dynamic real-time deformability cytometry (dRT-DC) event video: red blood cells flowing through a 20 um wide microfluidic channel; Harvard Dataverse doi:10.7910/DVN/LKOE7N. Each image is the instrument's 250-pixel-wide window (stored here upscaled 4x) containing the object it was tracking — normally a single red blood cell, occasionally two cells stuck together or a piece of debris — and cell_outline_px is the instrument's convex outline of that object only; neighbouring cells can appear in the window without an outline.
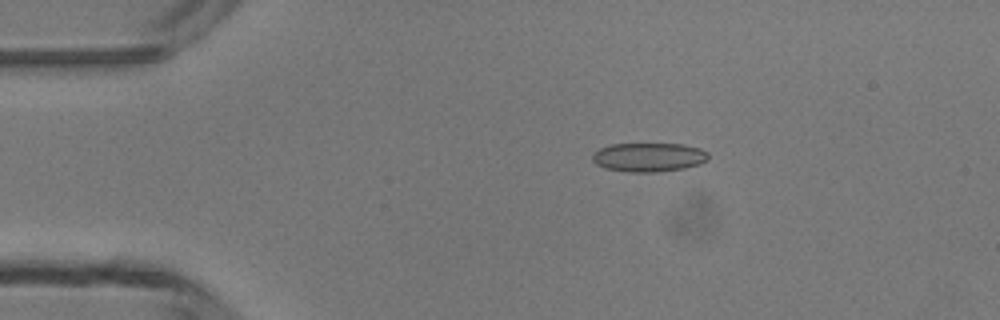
{"species": "common noctule bat (a hibernating species)", "species_latin": "Nyctalus noctula", "temperature_condition": "room temperature", "stored_images_in_passage": 5, "camera_frame_rate_fps": 3000, "um_per_image_px": 0.085, "animal": {"sex": "male", "body_mass_g": 13.3}, "frame": {"image": 1, "passage_image": 3, "time_ms": 2.333, "image_size_px": [1000, 320], "cell_outline_px": [[708, 160], [700, 164], [684, 168], [656, 172], [624, 172], [604, 168], [596, 164], [592, 160], [592, 156], [600, 148], [612, 144], [684, 144], [700, 148], [708, 152]], "centroid_in_image_um": [55.15, 13.37], "position_along_channel_um": 29.8, "area_um2": 19.65}}
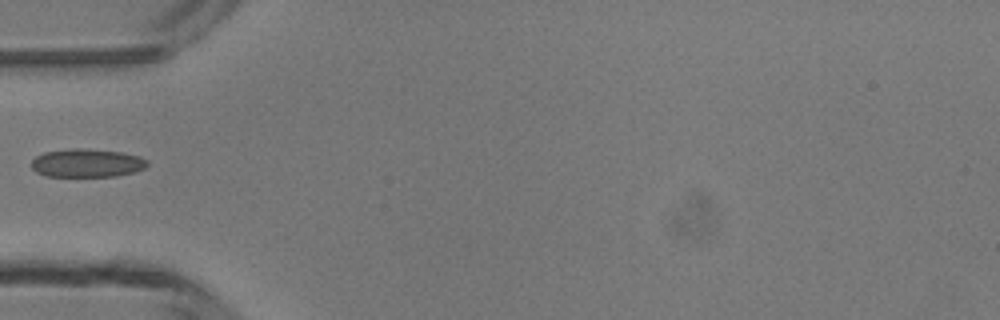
{"frame": {"image": 2, "passage_image": 5, "time_ms": 4.667, "image_size_px": [1000, 320], "cell_outline_px": [[148, 164], [144, 168], [132, 172], [116, 176], [44, 176], [36, 172], [32, 168], [32, 160], [36, 156], [44, 152], [72, 148], [80, 148], [120, 152], [140, 156], [148, 160]], "centroid_in_image_um": [7.37, 13.85], "position_along_channel_um": 77.6, "area_um2": 19.07}}